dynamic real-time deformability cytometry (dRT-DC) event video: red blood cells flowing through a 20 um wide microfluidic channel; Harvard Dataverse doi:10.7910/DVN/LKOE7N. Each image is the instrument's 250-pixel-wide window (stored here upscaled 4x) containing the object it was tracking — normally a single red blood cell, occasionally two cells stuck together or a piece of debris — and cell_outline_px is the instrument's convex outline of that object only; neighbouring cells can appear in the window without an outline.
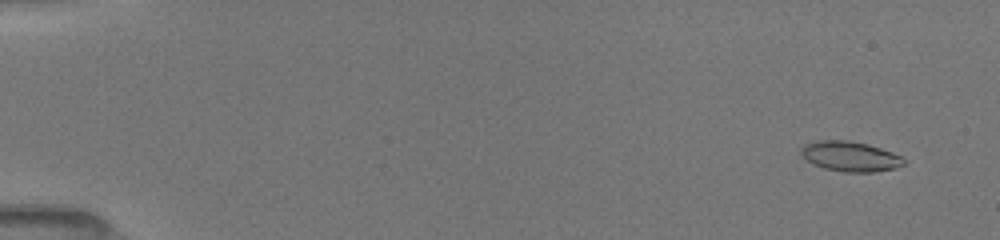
{"species": "common noctule bat (a hibernating species)", "species_latin": "Nyctalus noctula", "temperature_condition": "room temperature", "stored_images_in_passage": 54, "camera_frame_rate_fps": 3000, "um_per_image_px": 0.085, "animal": {"sex": "female", "body_mass_g": 19.5, "forearm_length_mm": 54.1}, "frame": {"image": 1, "passage_image": 9, "time_ms": 1.0, "image_size_px": [1000, 240], "cell_outline_px": [[904, 164], [896, 168], [872, 172], [844, 172], [824, 168], [812, 164], [800, 156], [800, 148], [804, 144], [812, 140], [848, 140], [868, 144], [892, 152], [900, 156], [904, 160]], "centroid_in_image_um": [72.19, 13.28], "position_along_channel_um": 12.8, "area_um2": 18.21}}
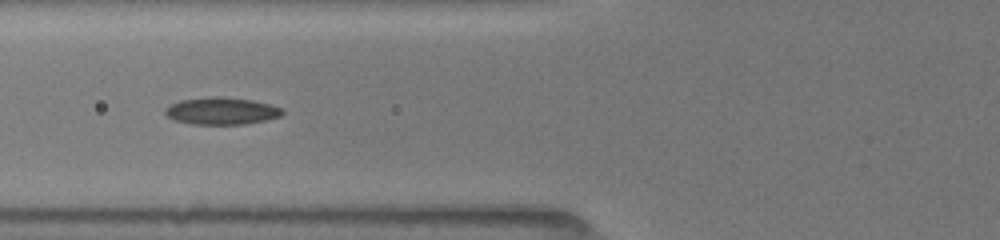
{"frame": {"image": 2, "passage_image": 41, "time_ms": 7.0, "image_size_px": [1000, 240], "cell_outline_px": [[284, 112], [280, 116], [264, 120], [244, 124], [192, 124], [172, 120], [164, 112], [172, 104], [180, 100], [212, 96], [220, 96], [252, 100], [272, 104], [284, 108]], "centroid_in_image_um": [18.86, 9.42], "position_along_channel_um": 106.9, "area_um2": 18.55}}
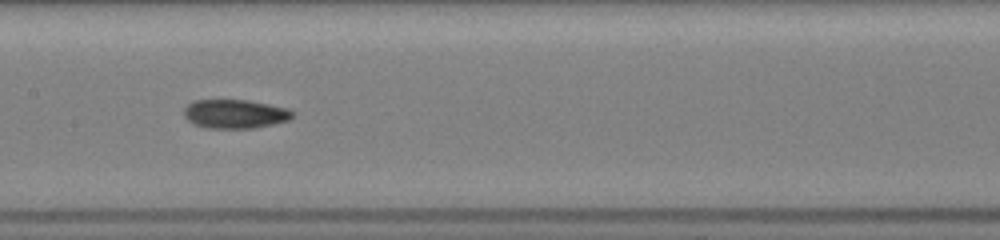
{"frame": {"image": 3, "passage_image": 53, "time_ms": 9.0, "image_size_px": [1000, 240], "cell_outline_px": [[292, 116], [288, 120], [256, 128], [208, 128], [196, 124], [188, 120], [184, 116], [184, 108], [188, 104], [196, 100], [244, 100], [284, 108], [292, 112]], "centroid_in_image_um": [19.92, 9.69], "position_along_channel_um": 187.5, "area_um2": 17.8}}